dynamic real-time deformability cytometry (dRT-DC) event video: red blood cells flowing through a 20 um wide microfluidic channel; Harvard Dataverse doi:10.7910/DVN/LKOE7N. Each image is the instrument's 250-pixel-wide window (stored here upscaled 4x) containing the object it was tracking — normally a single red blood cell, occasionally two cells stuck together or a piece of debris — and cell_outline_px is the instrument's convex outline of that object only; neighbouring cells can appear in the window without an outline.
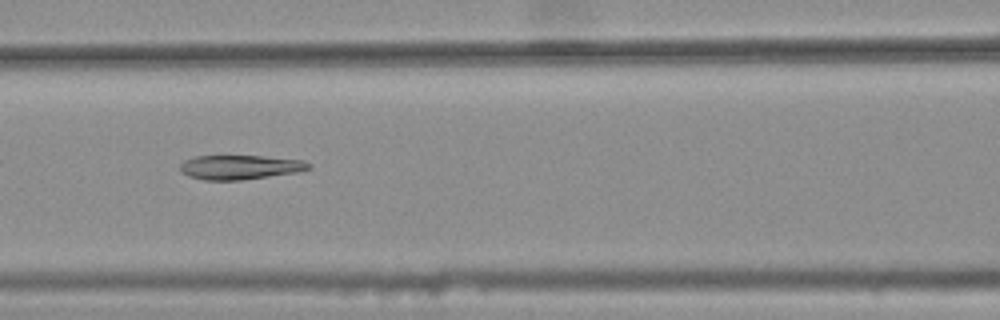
{"species": "common noctule bat (a hibernating species)", "species_latin": "Nyctalus noctula", "temperature_condition": "warm", "stored_images_in_passage": 32, "camera_frame_rate_fps": 3000, "um_per_image_px": 0.085, "animal": {"sex": "female", "body_mass_g": 25.1}, "frame": {"image": 1, "passage_image": 9, "time_ms": 2.667, "image_size_px": [1000, 320], "cell_outline_px": [[312, 168], [300, 172], [240, 180], [204, 180], [188, 176], [180, 172], [180, 164], [184, 160], [192, 156], [264, 156], [304, 160], [312, 164]], "centroid_in_image_um": [20.42, 14.21], "position_along_channel_um": 146.2, "area_um2": 18.5}}
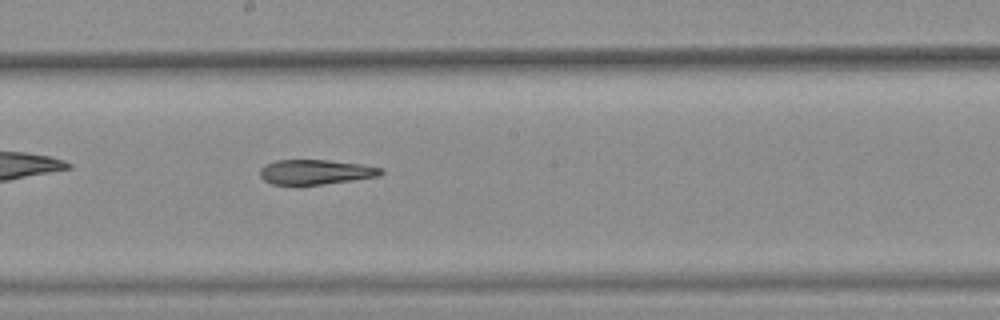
{"frame": {"image": 2, "passage_image": 15, "time_ms": 4.667, "image_size_px": [1000, 320], "cell_outline_px": [[384, 172], [380, 176], [324, 184], [272, 184], [264, 180], [260, 176], [260, 168], [264, 164], [276, 160], [328, 160], [364, 164], [384, 168]], "centroid_in_image_um": [26.86, 14.6], "position_along_channel_um": 221.3, "area_um2": 17.57}}
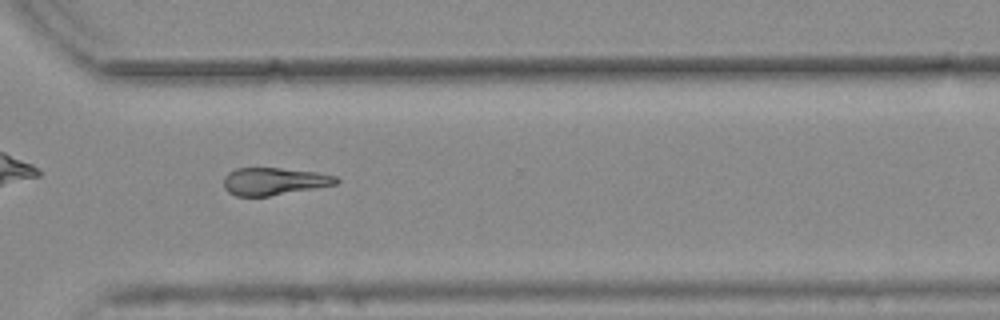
{"frame": {"image": 3, "passage_image": 25, "time_ms": 8.0, "image_size_px": [1000, 320], "cell_outline_px": [[340, 180], [336, 184], [316, 188], [268, 196], [236, 196], [228, 192], [224, 188], [224, 176], [228, 172], [236, 168], [280, 168], [316, 172], [336, 176]], "centroid_in_image_um": [23.27, 15.41], "position_along_channel_um": 347.3, "area_um2": 17.98}}